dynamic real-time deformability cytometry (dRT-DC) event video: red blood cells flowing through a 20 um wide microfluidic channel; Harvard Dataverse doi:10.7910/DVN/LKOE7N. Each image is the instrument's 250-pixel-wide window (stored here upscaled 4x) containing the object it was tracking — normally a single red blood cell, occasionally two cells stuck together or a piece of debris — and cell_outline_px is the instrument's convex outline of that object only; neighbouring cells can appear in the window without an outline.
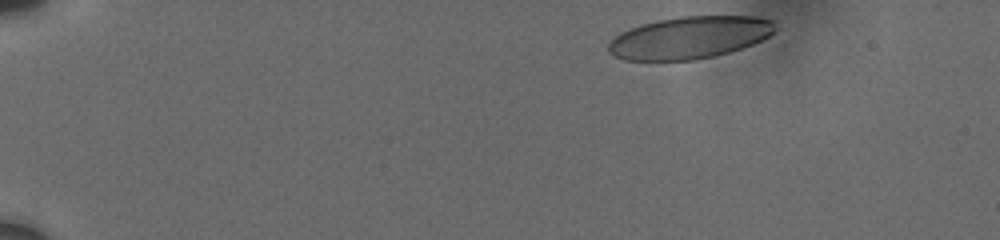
{"species": "human", "species_latin": "Homo sapiens", "temperature_condition": "cold", "stored_images_in_passage": 17, "camera_frame_rate_fps": 3000, "um_per_image_px": 0.085, "donor": {"sex": "male"}, "frame": {"image": 1, "passage_image": 1, "time_ms": 0.0, "image_size_px": [1000, 240], "cell_outline_px": [[780, 20], [776, 28], [768, 36], [752, 44], [728, 52], [712, 56], [692, 60], [624, 60], [608, 52], [608, 44], [620, 32], [644, 24], [660, 20], [684, 16], [752, 16]], "centroid_in_image_um": [58.66, 3.18], "position_along_channel_um": 26.3, "area_um2": 40.75}}
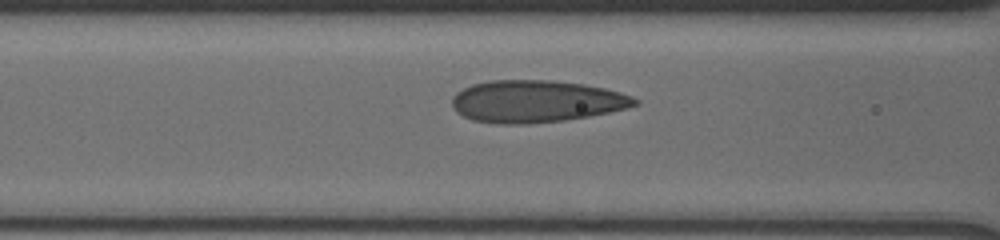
{"frame": {"image": 2, "passage_image": 12, "time_ms": 5.667, "image_size_px": [1000, 240], "cell_outline_px": [[640, 104], [608, 112], [588, 116], [564, 120], [528, 124], [496, 124], [472, 120], [456, 112], [452, 108], [452, 96], [456, 92], [472, 84], [488, 80], [552, 80], [584, 84], [604, 88], [620, 92], [632, 96], [640, 100]], "centroid_in_image_um": [45.54, 8.61], "position_along_channel_um": 121.1, "area_um2": 45.08}}
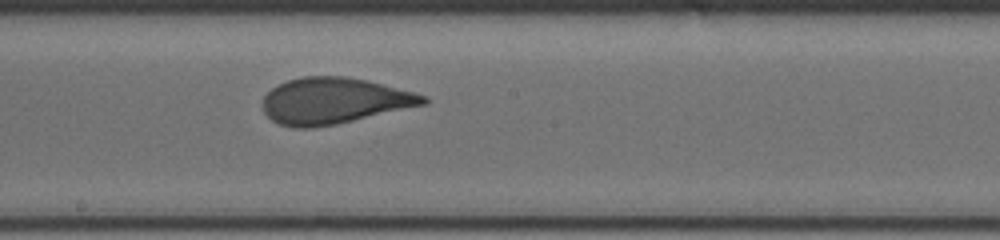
{"frame": {"image": 3, "passage_image": 17, "time_ms": 8.333, "image_size_px": [1000, 240], "cell_outline_px": [[428, 104], [336, 124], [312, 128], [292, 128], [280, 124], [272, 120], [264, 112], [264, 96], [272, 88], [288, 80], [300, 76], [344, 76], [368, 80], [428, 96]], "centroid_in_image_um": [28.41, 8.57], "position_along_channel_um": 219.8, "area_um2": 43.18}}